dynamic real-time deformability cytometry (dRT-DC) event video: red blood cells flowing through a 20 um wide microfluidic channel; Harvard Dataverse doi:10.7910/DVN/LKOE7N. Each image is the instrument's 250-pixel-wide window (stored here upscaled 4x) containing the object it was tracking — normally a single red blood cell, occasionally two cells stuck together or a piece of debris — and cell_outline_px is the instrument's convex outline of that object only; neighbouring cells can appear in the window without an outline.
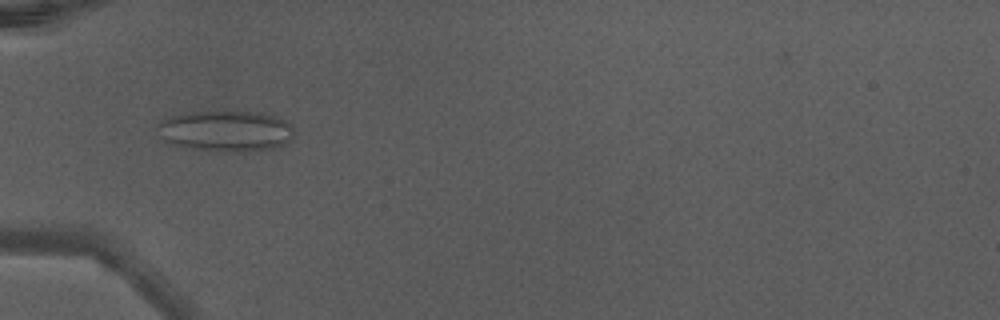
{"species": "Egyptian fruit bat (a non-hibernating species)", "species_latin": "Rousettus aegyptiacus", "temperature_condition": "warm", "stored_images_in_passage": 20, "camera_frame_rate_fps": 3000, "um_per_image_px": 0.085, "animal": {"sex": "male"}, "frame": {"image": 1, "passage_image": 1, "time_ms": 0.0, "image_size_px": [1000, 320], "cell_outline_px": [[292, 136], [288, 140], [276, 148], [248, 152], [216, 152], [192, 148], [176, 144], [164, 140], [156, 128], [164, 120], [172, 116], [192, 112], [260, 112], [276, 116], [292, 124]], "centroid_in_image_um": [19.24, 11.15], "position_along_channel_um": 65.8, "area_um2": 32.37}}